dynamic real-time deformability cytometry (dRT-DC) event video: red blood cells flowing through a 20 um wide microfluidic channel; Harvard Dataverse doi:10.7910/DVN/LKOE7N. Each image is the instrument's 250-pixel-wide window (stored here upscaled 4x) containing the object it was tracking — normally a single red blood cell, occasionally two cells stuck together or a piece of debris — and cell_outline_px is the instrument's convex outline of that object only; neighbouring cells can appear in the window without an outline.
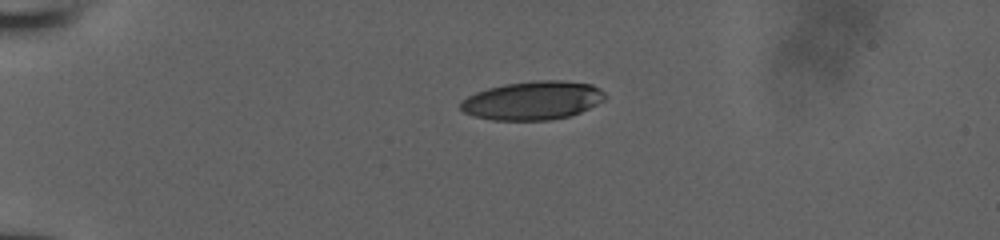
{"species": "human", "species_latin": "Homo sapiens", "temperature_condition": "room temperature", "stored_images_in_passage": 39, "camera_frame_rate_fps": 3000, "um_per_image_px": 0.085, "donor": {"sex": "male"}, "frame": {"image": 1, "passage_image": 1, "time_ms": 0.0, "image_size_px": [1000, 240], "cell_outline_px": [[608, 96], [604, 100], [580, 112], [568, 116], [548, 120], [492, 120], [472, 116], [464, 112], [460, 108], [460, 100], [476, 92], [488, 88], [504, 84], [536, 80], [560, 80], [592, 84], [600, 88]], "centroid_in_image_um": [45.27, 8.53], "position_along_channel_um": 39.7, "area_um2": 32.6}}
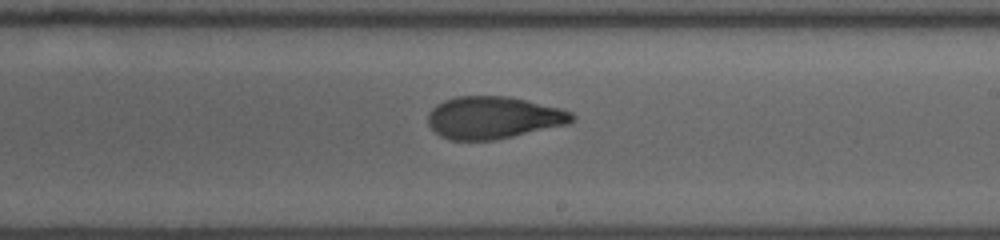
{"frame": {"image": 2, "passage_image": 20, "time_ms": 6.333, "image_size_px": [1000, 240], "cell_outline_px": [[576, 116], [568, 124], [496, 140], [448, 140], [440, 136], [428, 124], [428, 112], [436, 104], [444, 100], [456, 96], [508, 96], [560, 108], [572, 112]], "centroid_in_image_um": [41.91, 10.0], "position_along_channel_um": 247.1, "area_um2": 35.55}}
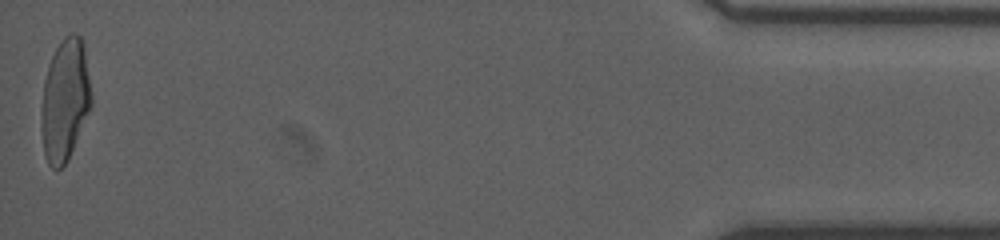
{"frame": {"image": 3, "passage_image": 39, "time_ms": 12.667, "image_size_px": [1000, 240], "cell_outline_px": [[92, 104], [68, 160], [60, 168], [52, 168], [48, 164], [44, 156], [40, 128], [44, 80], [52, 56], [60, 40], [64, 36], [72, 32], [80, 36], [84, 48], [92, 92]], "centroid_in_image_um": [5.52, 8.51], "position_along_channel_um": 429.7, "area_um2": 35.6}}